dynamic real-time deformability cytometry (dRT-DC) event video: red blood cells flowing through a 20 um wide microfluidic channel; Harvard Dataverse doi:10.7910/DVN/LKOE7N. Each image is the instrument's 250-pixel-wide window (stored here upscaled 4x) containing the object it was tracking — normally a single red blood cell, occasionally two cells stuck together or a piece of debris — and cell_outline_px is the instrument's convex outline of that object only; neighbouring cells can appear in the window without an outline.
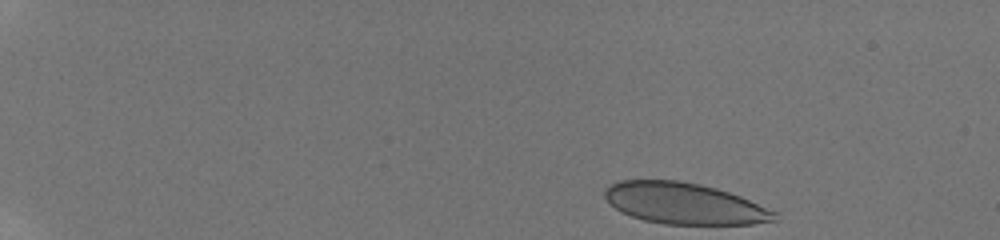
{"species": "human", "species_latin": "Homo sapiens", "temperature_condition": "room temperature", "stored_images_in_passage": 30, "camera_frame_rate_fps": 3000, "um_per_image_px": 0.085, "donor": {"sex": "male"}, "frame": {"image": 1, "passage_image": 1, "time_ms": 0.0, "image_size_px": [1000, 240], "cell_outline_px": [[780, 212], [776, 220], [752, 224], [664, 224], [644, 220], [620, 212], [604, 196], [604, 192], [612, 184], [620, 180], [676, 180], [700, 184], [716, 188], [740, 196]], "centroid_in_image_um": [58.22, 17.3], "position_along_channel_um": 26.8, "area_um2": 40.75}}
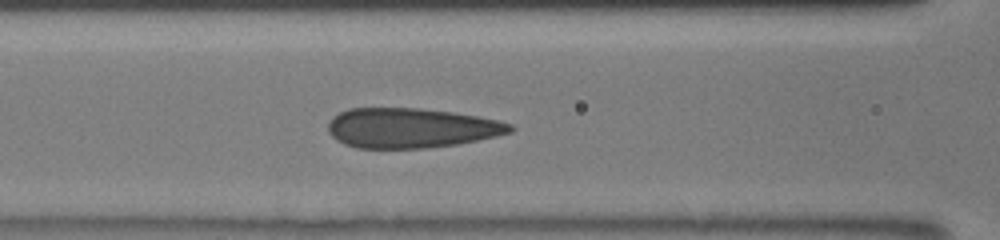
{"frame": {"image": 2, "passage_image": 15, "time_ms": 6.0, "image_size_px": [1000, 240], "cell_outline_px": [[516, 128], [512, 132], [496, 136], [456, 144], [428, 148], [356, 148], [344, 144], [336, 140], [328, 132], [328, 124], [332, 116], [348, 108], [420, 108], [452, 112], [476, 116], [496, 120], [512, 124]], "centroid_in_image_um": [34.91, 10.88], "position_along_channel_um": 131.7, "area_um2": 42.37}}
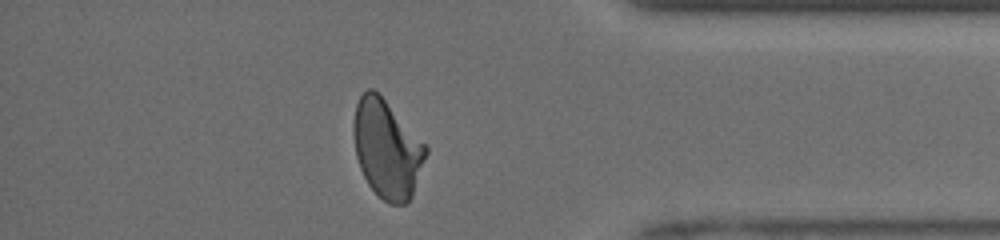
{"frame": {"image": 3, "passage_image": 27, "time_ms": 13.0, "image_size_px": [1000, 240], "cell_outline_px": [[428, 152], [412, 196], [404, 204], [388, 204], [368, 184], [360, 168], [356, 156], [352, 132], [352, 124], [356, 104], [360, 96], [368, 88], [372, 88], [380, 92], [428, 148]], "centroid_in_image_um": [32.87, 12.62], "position_along_channel_um": 402.3, "area_um2": 41.44}, "authors_computed_cell_mechanics": {"area_um2": 42.4252, "velocity_mm_per_s": 4.0859, "shape_relaxation_time_tau1_ms": 7.4826, "shape_relaxation_time_tau2_ms": 0.6732, "deformation_change_tau1": 0.1991, "deformation_change_tau2": 0.0366}}